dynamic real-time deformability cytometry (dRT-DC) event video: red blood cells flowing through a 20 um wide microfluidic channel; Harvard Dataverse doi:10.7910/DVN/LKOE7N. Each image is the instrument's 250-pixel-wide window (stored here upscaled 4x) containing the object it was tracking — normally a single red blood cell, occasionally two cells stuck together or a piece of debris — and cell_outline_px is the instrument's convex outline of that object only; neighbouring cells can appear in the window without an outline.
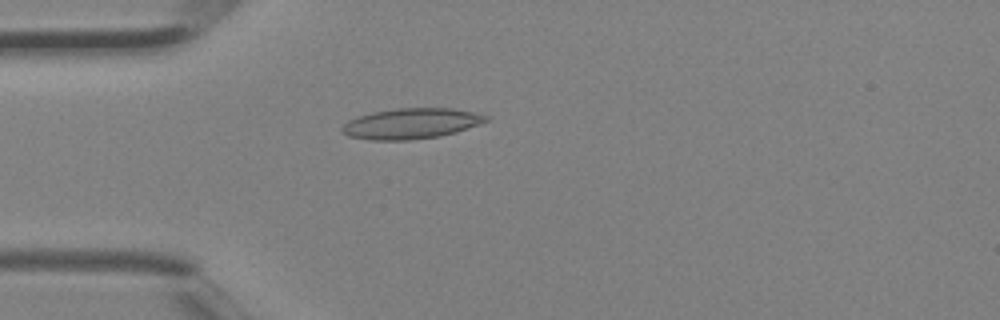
{"species": "Egyptian fruit bat (a non-hibernating species)", "species_latin": "Rousettus aegyptiacus", "temperature_condition": "room temperature", "stored_images_in_passage": 2, "camera_frame_rate_fps": 3000, "um_per_image_px": 0.085, "animal": {"sex": "female"}, "frame": {"image": 1, "passage_image": 2, "time_ms": 0.333, "image_size_px": [1000, 320], "cell_outline_px": [[488, 120], [456, 132], [440, 136], [412, 140], [372, 140], [348, 136], [340, 132], [340, 128], [348, 120], [356, 116], [372, 112], [396, 108], [452, 108], [472, 112], [488, 116]], "centroid_in_image_um": [34.88, 10.5], "position_along_channel_um": 50.1, "area_um2": 25.66}}